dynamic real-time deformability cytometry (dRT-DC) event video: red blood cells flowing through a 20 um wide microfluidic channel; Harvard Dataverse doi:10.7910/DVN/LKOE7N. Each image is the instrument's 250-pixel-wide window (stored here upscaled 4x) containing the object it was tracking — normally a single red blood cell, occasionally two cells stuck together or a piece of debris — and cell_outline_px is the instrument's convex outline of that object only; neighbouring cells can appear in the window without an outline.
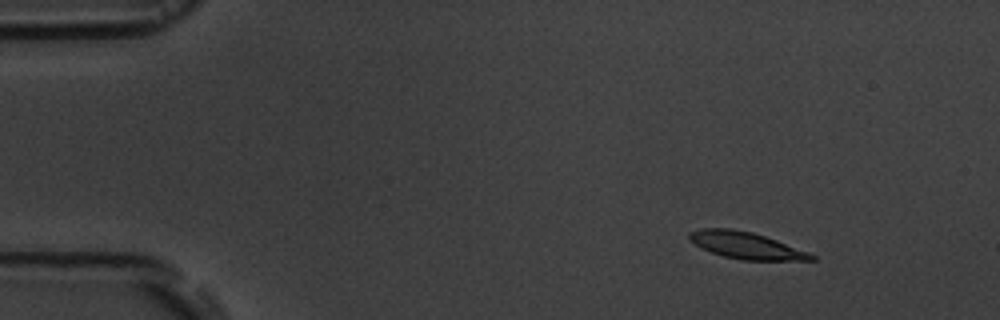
{"species": "common noctule bat (a hibernating species)", "species_latin": "Nyctalus noctula", "temperature_condition": "room temperature", "stored_images_in_passage": 2, "camera_frame_rate_fps": 3000, "um_per_image_px": 0.085, "animal": {"sex": "male", "body_mass_g": 19.5, "forearm_length_mm": 54.6}, "frame": {"image": 1, "passage_image": 1, "time_ms": 0.0, "image_size_px": [1000, 320], "cell_outline_px": [[816, 260], [740, 260], [724, 256], [700, 248], [688, 240], [688, 232], [700, 228], [732, 228], [752, 232], [776, 240], [808, 252], [816, 256]], "centroid_in_image_um": [63.36, 20.85], "position_along_channel_um": 21.6, "area_um2": 19.07}}